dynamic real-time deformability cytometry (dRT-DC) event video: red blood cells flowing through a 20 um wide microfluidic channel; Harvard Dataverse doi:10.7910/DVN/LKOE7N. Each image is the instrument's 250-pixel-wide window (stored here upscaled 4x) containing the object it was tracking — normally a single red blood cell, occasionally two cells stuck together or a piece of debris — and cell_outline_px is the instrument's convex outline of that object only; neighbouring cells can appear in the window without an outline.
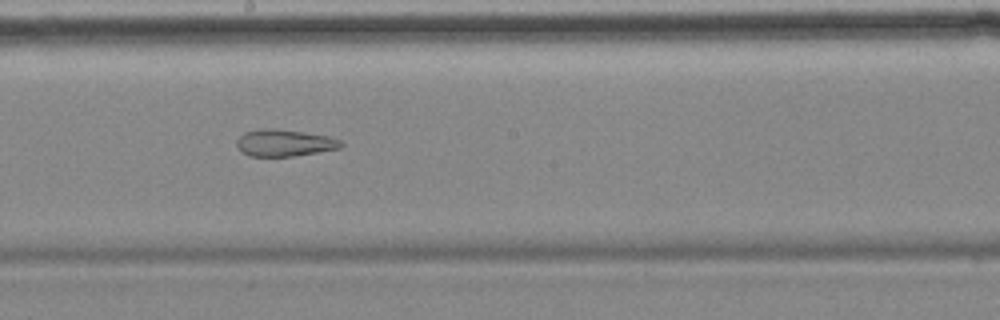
{"species": "common noctule bat (a hibernating species)", "species_latin": "Nyctalus noctula", "temperature_condition": "cold", "stored_images_in_passage": 6, "camera_frame_rate_fps": 3000, "um_per_image_px": 0.085, "animal": {"sex": "female", "body_mass_g": 18.4}, "frame": {"image": 1, "passage_image": 5, "time_ms": 5.333, "image_size_px": [1000, 320], "cell_outline_px": [[344, 144], [340, 148], [292, 156], [248, 156], [236, 144], [236, 140], [244, 132], [260, 128], [276, 128], [304, 132], [328, 136], [340, 140]], "centroid_in_image_um": [24.16, 12.13], "position_along_channel_um": 224.0, "area_um2": 16.24}}